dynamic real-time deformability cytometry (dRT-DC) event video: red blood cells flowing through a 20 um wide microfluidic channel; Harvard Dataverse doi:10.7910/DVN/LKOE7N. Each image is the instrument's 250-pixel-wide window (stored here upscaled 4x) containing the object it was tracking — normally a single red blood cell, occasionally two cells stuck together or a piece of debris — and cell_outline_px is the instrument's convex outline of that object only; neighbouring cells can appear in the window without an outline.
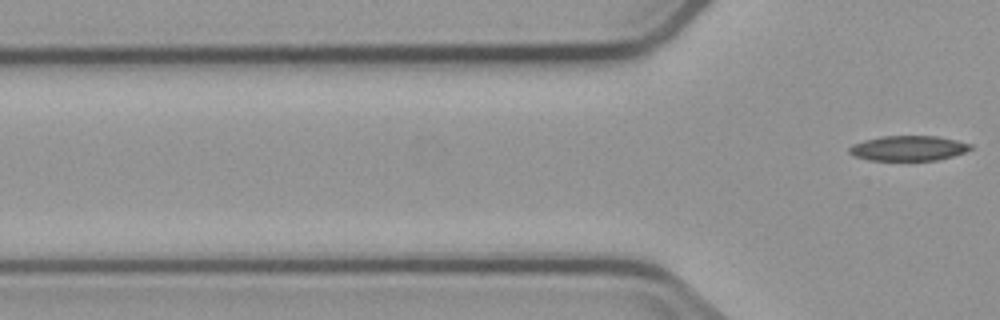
{"species": "common noctule bat (a hibernating species)", "species_latin": "Nyctalus noctula", "temperature_condition": "cold", "stored_images_in_passage": 4, "segment_of_instrument_passage": [2, 2], "camera_frame_rate_fps": 3000, "um_per_image_px": 0.085, "animal": {"sex": "male", "body_mass_g": 23.1, "forearm_length_mm": 52.7}, "frame": {"image": 1, "passage_image": 4, "time_ms": 3.667, "image_size_px": [1000, 320], "cell_outline_px": [[972, 148], [964, 152], [952, 156], [936, 160], [868, 160], [856, 156], [848, 152], [848, 148], [852, 144], [864, 140], [884, 136], [936, 136], [956, 140], [972, 144]], "centroid_in_image_um": [77.2, 12.59], "position_along_channel_um": 48.6, "area_um2": 17.57}}